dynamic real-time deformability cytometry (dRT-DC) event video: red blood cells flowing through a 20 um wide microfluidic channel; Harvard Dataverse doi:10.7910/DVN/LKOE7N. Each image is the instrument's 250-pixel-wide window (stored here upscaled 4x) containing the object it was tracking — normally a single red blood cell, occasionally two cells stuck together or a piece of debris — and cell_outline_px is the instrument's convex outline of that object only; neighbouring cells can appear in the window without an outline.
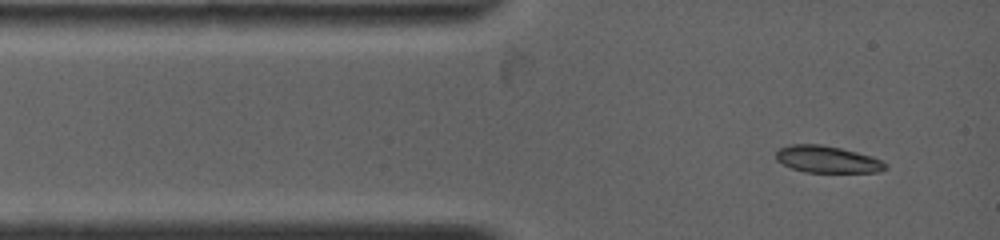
{"species": "common noctule bat (a hibernating species)", "species_latin": "Nyctalus noctula", "temperature_condition": "warm", "stored_images_in_passage": 1, "camera_frame_rate_fps": 4500, "um_per_image_px": 0.085, "animal": {"sex": "female", "body_mass_g": 19.0, "forearm_length_mm": 53.3}, "frame": {"image": 1, "passage_image": 1, "time_ms": 0.0, "image_size_px": [1000, 240], "cell_outline_px": [[968, 176], [952, 180], [896, 180], [856, 176], [844, 168], [840, 160], [848, 152], [884, 152], [912, 156], [932, 160], [960, 168], [968, 172]], "centroid_in_image_um": [76.41, 14.21], "position_along_channel_um": 8.6, "area_um2": 18.96}}